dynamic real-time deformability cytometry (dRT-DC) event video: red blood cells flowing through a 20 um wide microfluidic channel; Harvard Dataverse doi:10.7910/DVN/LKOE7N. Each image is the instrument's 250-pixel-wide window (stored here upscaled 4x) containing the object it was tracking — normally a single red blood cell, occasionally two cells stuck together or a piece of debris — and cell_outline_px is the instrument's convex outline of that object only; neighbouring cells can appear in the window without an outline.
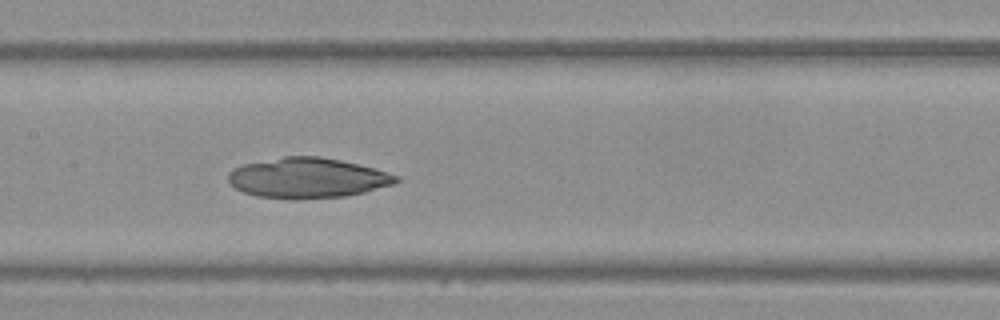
{"species": "Egyptian fruit bat (a non-hibernating species)", "species_latin": "Rousettus aegyptiacus", "temperature_condition": "warm", "stored_images_in_passage": 47, "camera_frame_rate_fps": 3000, "um_per_image_px": 0.085, "frame": {"image": 1, "passage_image": 20, "time_ms": 6.333, "image_size_px": [1000, 320], "cell_outline_px": [[400, 180], [396, 184], [364, 192], [344, 196], [256, 196], [244, 192], [236, 188], [228, 180], [228, 172], [232, 168], [244, 164], [284, 156], [320, 156], [340, 160], [372, 168], [400, 176]], "centroid_in_image_um": [26.16, 15.08], "position_along_channel_um": 181.2, "area_um2": 38.15}}
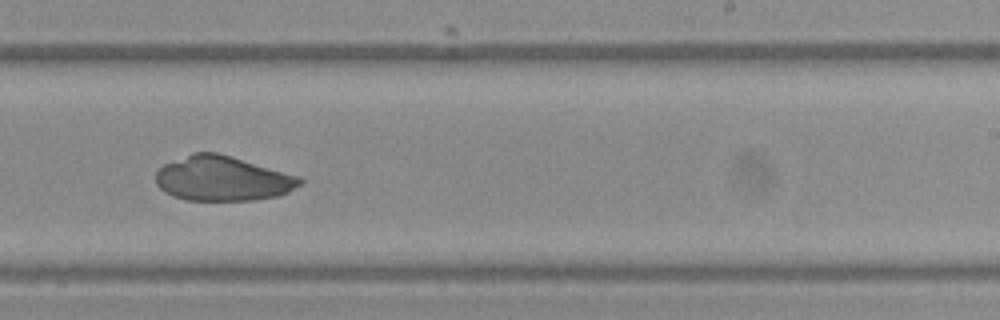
{"frame": {"image": 2, "passage_image": 27, "time_ms": 8.667, "image_size_px": [1000, 320], "cell_outline_px": [[304, 180], [300, 184], [288, 192], [276, 196], [252, 200], [188, 200], [172, 196], [160, 188], [156, 184], [156, 168], [164, 164], [192, 152], [216, 152], [300, 176]], "centroid_in_image_um": [18.89, 15.17], "position_along_channel_um": 270.1, "area_um2": 37.51}}
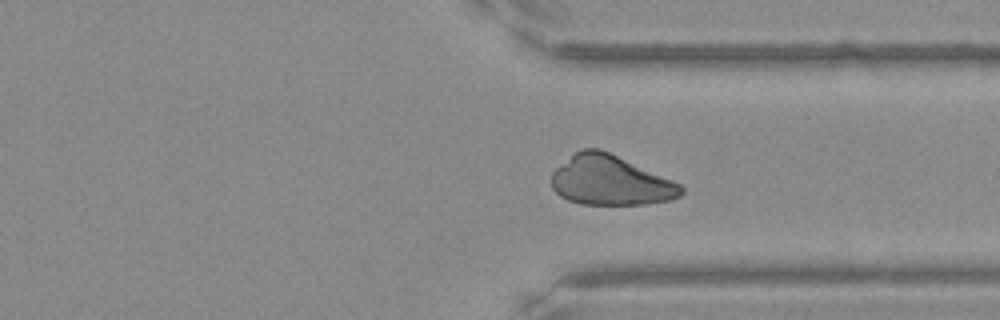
{"frame": {"image": 3, "passage_image": 34, "time_ms": 11.0, "image_size_px": [1000, 320], "cell_outline_px": [[684, 192], [680, 196], [672, 200], [644, 204], [580, 204], [568, 200], [560, 196], [552, 188], [552, 172], [556, 168], [580, 148], [600, 148], [672, 180], [680, 184], [684, 188]], "centroid_in_image_um": [51.88, 15.34], "position_along_channel_um": 359.5, "area_um2": 37.4}}